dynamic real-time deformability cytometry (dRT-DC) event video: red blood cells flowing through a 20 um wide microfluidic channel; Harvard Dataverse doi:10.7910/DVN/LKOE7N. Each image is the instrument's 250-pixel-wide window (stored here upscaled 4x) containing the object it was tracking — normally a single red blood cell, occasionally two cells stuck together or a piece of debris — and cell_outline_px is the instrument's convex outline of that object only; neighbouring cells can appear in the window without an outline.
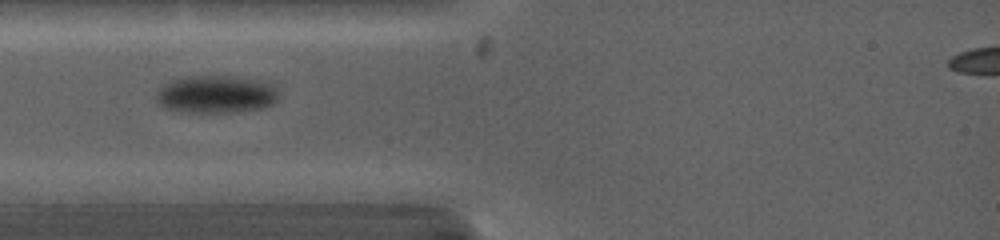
{"species": "common noctule bat (a hibernating species)", "species_latin": "Nyctalus noctula", "temperature_condition": "warm", "stored_images_in_passage": 12, "camera_frame_rate_fps": 5000, "um_per_image_px": 0.085, "animal": {"sex": "female", "body_mass_g": 19.0, "forearm_length_mm": 53.3}, "frame": {"image": 1, "passage_image": 4, "time_ms": 0.4, "image_size_px": [1000, 240], "cell_outline_px": [[276, 100], [272, 104], [260, 108], [236, 112], [180, 112], [160, 108], [156, 100], [156, 92], [164, 84], [172, 80], [184, 76], [228, 76], [260, 80], [272, 84], [276, 88]], "centroid_in_image_um": [18.29, 8.02], "position_along_channel_um": 66.7, "area_um2": 27.05}}
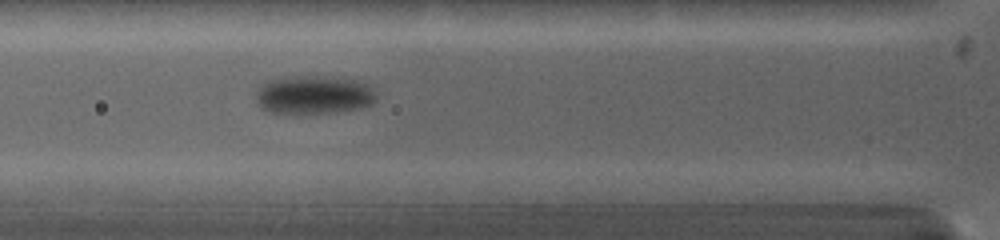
{"frame": {"image": 2, "passage_image": 9, "time_ms": 1.2, "image_size_px": [1000, 240], "cell_outline_px": [[376, 100], [372, 104], [360, 108], [336, 112], [296, 116], [268, 112], [260, 108], [256, 100], [256, 92], [268, 80], [284, 76], [316, 76], [356, 80], [372, 88], [376, 96]], "centroid_in_image_um": [26.61, 8.11], "position_along_channel_um": 99.2, "area_um2": 27.63}}